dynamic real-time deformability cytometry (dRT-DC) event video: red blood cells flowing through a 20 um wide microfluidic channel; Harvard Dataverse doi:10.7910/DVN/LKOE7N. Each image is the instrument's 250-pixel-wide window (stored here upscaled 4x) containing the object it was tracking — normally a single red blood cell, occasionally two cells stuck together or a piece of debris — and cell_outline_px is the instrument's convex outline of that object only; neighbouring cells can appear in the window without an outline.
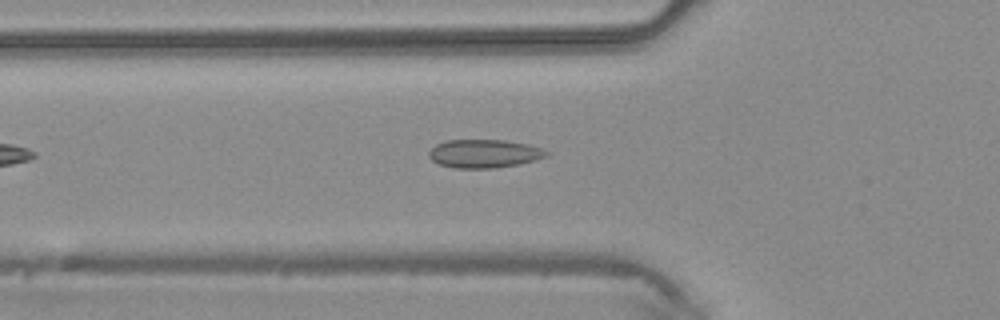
{"species": "common noctule bat (a hibernating species)", "species_latin": "Nyctalus noctula", "temperature_condition": "warm", "stored_images_in_passage": 23, "camera_frame_rate_fps": 3000, "um_per_image_px": 0.085, "animal": {"sex": "male", "body_mass_g": 20.4}, "frame": {"image": 1, "passage_image": 8, "time_ms": 2.333, "image_size_px": [1000, 320], "cell_outline_px": [[548, 156], [536, 160], [520, 164], [496, 168], [456, 168], [440, 164], [432, 160], [428, 156], [428, 152], [436, 144], [448, 140], [504, 140], [524, 144], [540, 148], [548, 152]], "centroid_in_image_um": [41.14, 13.06], "position_along_channel_um": 84.7, "area_um2": 19.31}}
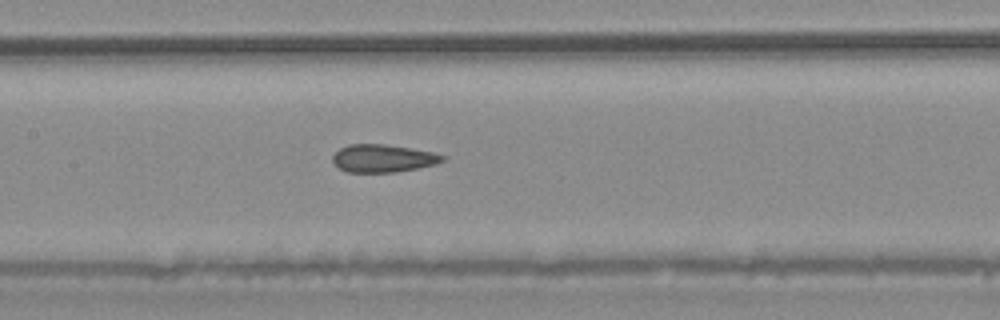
{"frame": {"image": 2, "passage_image": 14, "time_ms": 4.333, "image_size_px": [1000, 320], "cell_outline_px": [[448, 156], [444, 160], [436, 164], [396, 172], [348, 172], [340, 168], [332, 160], [332, 156], [340, 148], [348, 144], [384, 144], [432, 152]], "centroid_in_image_um": [32.56, 13.45], "position_along_channel_um": 174.8, "area_um2": 17.63}}
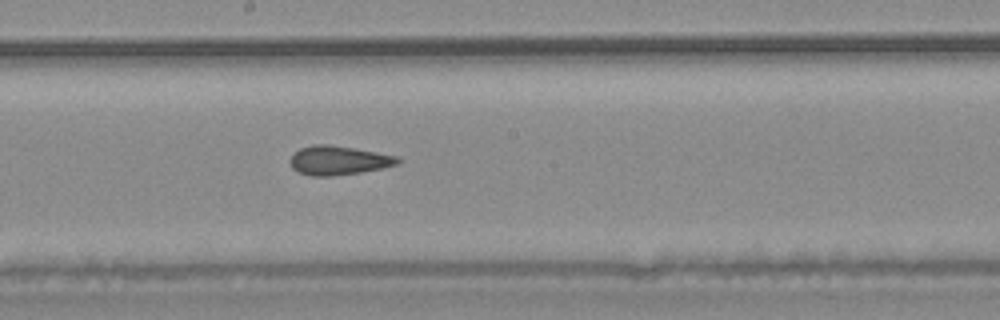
{"frame": {"image": 3, "passage_image": 17, "time_ms": 5.333, "image_size_px": [1000, 320], "cell_outline_px": [[404, 160], [396, 164], [380, 168], [360, 172], [332, 176], [312, 176], [300, 172], [292, 168], [288, 160], [300, 148], [312, 144], [328, 144], [400, 156]], "centroid_in_image_um": [28.78, 13.62], "position_along_channel_um": 219.4, "area_um2": 18.15}}